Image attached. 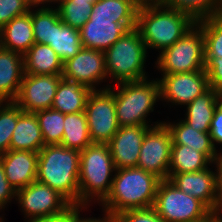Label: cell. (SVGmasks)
<instances>
[{
	"label": "cell",
	"mask_w": 222,
	"mask_h": 222,
	"mask_svg": "<svg viewBox=\"0 0 222 222\" xmlns=\"http://www.w3.org/2000/svg\"><path fill=\"white\" fill-rule=\"evenodd\" d=\"M138 9L133 0H96L88 21L79 29L82 47L105 52L136 28Z\"/></svg>",
	"instance_id": "1"
},
{
	"label": "cell",
	"mask_w": 222,
	"mask_h": 222,
	"mask_svg": "<svg viewBox=\"0 0 222 222\" xmlns=\"http://www.w3.org/2000/svg\"><path fill=\"white\" fill-rule=\"evenodd\" d=\"M112 187L100 203L110 217L136 209L152 208L161 179L155 174L139 168L116 169Z\"/></svg>",
	"instance_id": "2"
},
{
	"label": "cell",
	"mask_w": 222,
	"mask_h": 222,
	"mask_svg": "<svg viewBox=\"0 0 222 222\" xmlns=\"http://www.w3.org/2000/svg\"><path fill=\"white\" fill-rule=\"evenodd\" d=\"M80 151L61 144L46 145L38 153L36 180L79 206Z\"/></svg>",
	"instance_id": "3"
},
{
	"label": "cell",
	"mask_w": 222,
	"mask_h": 222,
	"mask_svg": "<svg viewBox=\"0 0 222 222\" xmlns=\"http://www.w3.org/2000/svg\"><path fill=\"white\" fill-rule=\"evenodd\" d=\"M196 22L187 14L167 7L164 3L139 6L136 29L147 49L162 52L171 47Z\"/></svg>",
	"instance_id": "4"
},
{
	"label": "cell",
	"mask_w": 222,
	"mask_h": 222,
	"mask_svg": "<svg viewBox=\"0 0 222 222\" xmlns=\"http://www.w3.org/2000/svg\"><path fill=\"white\" fill-rule=\"evenodd\" d=\"M115 171L108 144L92 143L80 151L79 206L89 207L91 201L100 205L110 193Z\"/></svg>",
	"instance_id": "5"
},
{
	"label": "cell",
	"mask_w": 222,
	"mask_h": 222,
	"mask_svg": "<svg viewBox=\"0 0 222 222\" xmlns=\"http://www.w3.org/2000/svg\"><path fill=\"white\" fill-rule=\"evenodd\" d=\"M118 92L111 84L108 89L114 94L117 121L122 126H155L163 122L149 125L148 113L161 99L159 80H140L122 82L117 85ZM115 91V92H114Z\"/></svg>",
	"instance_id": "6"
},
{
	"label": "cell",
	"mask_w": 222,
	"mask_h": 222,
	"mask_svg": "<svg viewBox=\"0 0 222 222\" xmlns=\"http://www.w3.org/2000/svg\"><path fill=\"white\" fill-rule=\"evenodd\" d=\"M147 54V47L139 31L136 28L127 31L105 51L108 78H112L116 85L147 79L144 69Z\"/></svg>",
	"instance_id": "7"
},
{
	"label": "cell",
	"mask_w": 222,
	"mask_h": 222,
	"mask_svg": "<svg viewBox=\"0 0 222 222\" xmlns=\"http://www.w3.org/2000/svg\"><path fill=\"white\" fill-rule=\"evenodd\" d=\"M155 64L161 75L205 70L202 28L196 23L171 47L159 53Z\"/></svg>",
	"instance_id": "8"
},
{
	"label": "cell",
	"mask_w": 222,
	"mask_h": 222,
	"mask_svg": "<svg viewBox=\"0 0 222 222\" xmlns=\"http://www.w3.org/2000/svg\"><path fill=\"white\" fill-rule=\"evenodd\" d=\"M152 208L165 222H206L213 215L201 201L168 179L159 182Z\"/></svg>",
	"instance_id": "9"
},
{
	"label": "cell",
	"mask_w": 222,
	"mask_h": 222,
	"mask_svg": "<svg viewBox=\"0 0 222 222\" xmlns=\"http://www.w3.org/2000/svg\"><path fill=\"white\" fill-rule=\"evenodd\" d=\"M108 87L93 90L86 103L85 113L92 143L107 144L120 128L114 94Z\"/></svg>",
	"instance_id": "10"
},
{
	"label": "cell",
	"mask_w": 222,
	"mask_h": 222,
	"mask_svg": "<svg viewBox=\"0 0 222 222\" xmlns=\"http://www.w3.org/2000/svg\"><path fill=\"white\" fill-rule=\"evenodd\" d=\"M15 200L27 222L63 213L72 206L58 191L37 180L17 191Z\"/></svg>",
	"instance_id": "11"
},
{
	"label": "cell",
	"mask_w": 222,
	"mask_h": 222,
	"mask_svg": "<svg viewBox=\"0 0 222 222\" xmlns=\"http://www.w3.org/2000/svg\"><path fill=\"white\" fill-rule=\"evenodd\" d=\"M171 147L172 136L164 122L150 127L143 139L137 168L151 172L161 180L168 179Z\"/></svg>",
	"instance_id": "12"
},
{
	"label": "cell",
	"mask_w": 222,
	"mask_h": 222,
	"mask_svg": "<svg viewBox=\"0 0 222 222\" xmlns=\"http://www.w3.org/2000/svg\"><path fill=\"white\" fill-rule=\"evenodd\" d=\"M62 74L23 75L20 89L13 101L22 111L35 113L51 109Z\"/></svg>",
	"instance_id": "13"
},
{
	"label": "cell",
	"mask_w": 222,
	"mask_h": 222,
	"mask_svg": "<svg viewBox=\"0 0 222 222\" xmlns=\"http://www.w3.org/2000/svg\"><path fill=\"white\" fill-rule=\"evenodd\" d=\"M158 80L161 101L172 105L186 106L210 88L205 70L162 75Z\"/></svg>",
	"instance_id": "14"
},
{
	"label": "cell",
	"mask_w": 222,
	"mask_h": 222,
	"mask_svg": "<svg viewBox=\"0 0 222 222\" xmlns=\"http://www.w3.org/2000/svg\"><path fill=\"white\" fill-rule=\"evenodd\" d=\"M62 77L92 91L99 90L96 85L108 79L105 52L82 47L78 54L63 63Z\"/></svg>",
	"instance_id": "15"
},
{
	"label": "cell",
	"mask_w": 222,
	"mask_h": 222,
	"mask_svg": "<svg viewBox=\"0 0 222 222\" xmlns=\"http://www.w3.org/2000/svg\"><path fill=\"white\" fill-rule=\"evenodd\" d=\"M152 126H122L107 143L116 169L136 168L146 131Z\"/></svg>",
	"instance_id": "16"
},
{
	"label": "cell",
	"mask_w": 222,
	"mask_h": 222,
	"mask_svg": "<svg viewBox=\"0 0 222 222\" xmlns=\"http://www.w3.org/2000/svg\"><path fill=\"white\" fill-rule=\"evenodd\" d=\"M168 180L182 192L201 201L215 214L216 172L208 167L196 172L169 173Z\"/></svg>",
	"instance_id": "17"
},
{
	"label": "cell",
	"mask_w": 222,
	"mask_h": 222,
	"mask_svg": "<svg viewBox=\"0 0 222 222\" xmlns=\"http://www.w3.org/2000/svg\"><path fill=\"white\" fill-rule=\"evenodd\" d=\"M5 176L14 190L36 181L38 153L24 150H9L0 154Z\"/></svg>",
	"instance_id": "18"
},
{
	"label": "cell",
	"mask_w": 222,
	"mask_h": 222,
	"mask_svg": "<svg viewBox=\"0 0 222 222\" xmlns=\"http://www.w3.org/2000/svg\"><path fill=\"white\" fill-rule=\"evenodd\" d=\"M23 75V56L0 46V102L16 99Z\"/></svg>",
	"instance_id": "19"
},
{
	"label": "cell",
	"mask_w": 222,
	"mask_h": 222,
	"mask_svg": "<svg viewBox=\"0 0 222 222\" xmlns=\"http://www.w3.org/2000/svg\"><path fill=\"white\" fill-rule=\"evenodd\" d=\"M35 43L32 27V8L21 16L13 18L0 29V46L22 56Z\"/></svg>",
	"instance_id": "20"
},
{
	"label": "cell",
	"mask_w": 222,
	"mask_h": 222,
	"mask_svg": "<svg viewBox=\"0 0 222 222\" xmlns=\"http://www.w3.org/2000/svg\"><path fill=\"white\" fill-rule=\"evenodd\" d=\"M172 136V145H186L204 153L212 162L219 156L209 132H201L192 128L184 120L177 123L165 122Z\"/></svg>",
	"instance_id": "21"
},
{
	"label": "cell",
	"mask_w": 222,
	"mask_h": 222,
	"mask_svg": "<svg viewBox=\"0 0 222 222\" xmlns=\"http://www.w3.org/2000/svg\"><path fill=\"white\" fill-rule=\"evenodd\" d=\"M24 73L32 75L62 74L63 62L46 44L34 43L23 55Z\"/></svg>",
	"instance_id": "22"
},
{
	"label": "cell",
	"mask_w": 222,
	"mask_h": 222,
	"mask_svg": "<svg viewBox=\"0 0 222 222\" xmlns=\"http://www.w3.org/2000/svg\"><path fill=\"white\" fill-rule=\"evenodd\" d=\"M41 128L35 113L22 112L13 131L9 150L37 152L44 147Z\"/></svg>",
	"instance_id": "23"
},
{
	"label": "cell",
	"mask_w": 222,
	"mask_h": 222,
	"mask_svg": "<svg viewBox=\"0 0 222 222\" xmlns=\"http://www.w3.org/2000/svg\"><path fill=\"white\" fill-rule=\"evenodd\" d=\"M91 92L90 88L62 77L54 96L52 109L63 114L83 112Z\"/></svg>",
	"instance_id": "24"
},
{
	"label": "cell",
	"mask_w": 222,
	"mask_h": 222,
	"mask_svg": "<svg viewBox=\"0 0 222 222\" xmlns=\"http://www.w3.org/2000/svg\"><path fill=\"white\" fill-rule=\"evenodd\" d=\"M221 98L222 95L210 87L205 93L186 105L183 120L196 130L209 132L214 111Z\"/></svg>",
	"instance_id": "25"
},
{
	"label": "cell",
	"mask_w": 222,
	"mask_h": 222,
	"mask_svg": "<svg viewBox=\"0 0 222 222\" xmlns=\"http://www.w3.org/2000/svg\"><path fill=\"white\" fill-rule=\"evenodd\" d=\"M49 46L64 63L78 54L82 48L80 30L64 24L59 18L52 24Z\"/></svg>",
	"instance_id": "26"
},
{
	"label": "cell",
	"mask_w": 222,
	"mask_h": 222,
	"mask_svg": "<svg viewBox=\"0 0 222 222\" xmlns=\"http://www.w3.org/2000/svg\"><path fill=\"white\" fill-rule=\"evenodd\" d=\"M64 134L61 145L82 151L92 144L90 140L85 111L64 114Z\"/></svg>",
	"instance_id": "27"
},
{
	"label": "cell",
	"mask_w": 222,
	"mask_h": 222,
	"mask_svg": "<svg viewBox=\"0 0 222 222\" xmlns=\"http://www.w3.org/2000/svg\"><path fill=\"white\" fill-rule=\"evenodd\" d=\"M213 162L204 154L186 145H172L169 173H189L208 168Z\"/></svg>",
	"instance_id": "28"
},
{
	"label": "cell",
	"mask_w": 222,
	"mask_h": 222,
	"mask_svg": "<svg viewBox=\"0 0 222 222\" xmlns=\"http://www.w3.org/2000/svg\"><path fill=\"white\" fill-rule=\"evenodd\" d=\"M164 4L189 15L195 22L222 15V0H165Z\"/></svg>",
	"instance_id": "29"
},
{
	"label": "cell",
	"mask_w": 222,
	"mask_h": 222,
	"mask_svg": "<svg viewBox=\"0 0 222 222\" xmlns=\"http://www.w3.org/2000/svg\"><path fill=\"white\" fill-rule=\"evenodd\" d=\"M44 141V145L61 144L64 134V114L54 109L35 112Z\"/></svg>",
	"instance_id": "30"
},
{
	"label": "cell",
	"mask_w": 222,
	"mask_h": 222,
	"mask_svg": "<svg viewBox=\"0 0 222 222\" xmlns=\"http://www.w3.org/2000/svg\"><path fill=\"white\" fill-rule=\"evenodd\" d=\"M204 35L205 58H222V15L196 22Z\"/></svg>",
	"instance_id": "31"
},
{
	"label": "cell",
	"mask_w": 222,
	"mask_h": 222,
	"mask_svg": "<svg viewBox=\"0 0 222 222\" xmlns=\"http://www.w3.org/2000/svg\"><path fill=\"white\" fill-rule=\"evenodd\" d=\"M57 8L40 6L32 10V27L35 43L49 45L52 34V24L59 19Z\"/></svg>",
	"instance_id": "32"
},
{
	"label": "cell",
	"mask_w": 222,
	"mask_h": 222,
	"mask_svg": "<svg viewBox=\"0 0 222 222\" xmlns=\"http://www.w3.org/2000/svg\"><path fill=\"white\" fill-rule=\"evenodd\" d=\"M60 20L73 28L81 29L88 21L92 3L72 2L71 0H61L56 7Z\"/></svg>",
	"instance_id": "33"
},
{
	"label": "cell",
	"mask_w": 222,
	"mask_h": 222,
	"mask_svg": "<svg viewBox=\"0 0 222 222\" xmlns=\"http://www.w3.org/2000/svg\"><path fill=\"white\" fill-rule=\"evenodd\" d=\"M22 112L13 101L0 102V154L9 151L12 134Z\"/></svg>",
	"instance_id": "34"
},
{
	"label": "cell",
	"mask_w": 222,
	"mask_h": 222,
	"mask_svg": "<svg viewBox=\"0 0 222 222\" xmlns=\"http://www.w3.org/2000/svg\"><path fill=\"white\" fill-rule=\"evenodd\" d=\"M30 8L23 0H0V29L13 18L26 14Z\"/></svg>",
	"instance_id": "35"
},
{
	"label": "cell",
	"mask_w": 222,
	"mask_h": 222,
	"mask_svg": "<svg viewBox=\"0 0 222 222\" xmlns=\"http://www.w3.org/2000/svg\"><path fill=\"white\" fill-rule=\"evenodd\" d=\"M113 219L114 222H165L153 208L123 211Z\"/></svg>",
	"instance_id": "36"
},
{
	"label": "cell",
	"mask_w": 222,
	"mask_h": 222,
	"mask_svg": "<svg viewBox=\"0 0 222 222\" xmlns=\"http://www.w3.org/2000/svg\"><path fill=\"white\" fill-rule=\"evenodd\" d=\"M205 71L210 87L222 95V58H205Z\"/></svg>",
	"instance_id": "37"
},
{
	"label": "cell",
	"mask_w": 222,
	"mask_h": 222,
	"mask_svg": "<svg viewBox=\"0 0 222 222\" xmlns=\"http://www.w3.org/2000/svg\"><path fill=\"white\" fill-rule=\"evenodd\" d=\"M13 198H16V191L8 182L0 159V211L5 209V206L11 203Z\"/></svg>",
	"instance_id": "38"
},
{
	"label": "cell",
	"mask_w": 222,
	"mask_h": 222,
	"mask_svg": "<svg viewBox=\"0 0 222 222\" xmlns=\"http://www.w3.org/2000/svg\"><path fill=\"white\" fill-rule=\"evenodd\" d=\"M209 134L216 149L215 144H222V98L214 111Z\"/></svg>",
	"instance_id": "39"
},
{
	"label": "cell",
	"mask_w": 222,
	"mask_h": 222,
	"mask_svg": "<svg viewBox=\"0 0 222 222\" xmlns=\"http://www.w3.org/2000/svg\"><path fill=\"white\" fill-rule=\"evenodd\" d=\"M213 164L216 165V203L215 214L222 213V152L214 160Z\"/></svg>",
	"instance_id": "40"
},
{
	"label": "cell",
	"mask_w": 222,
	"mask_h": 222,
	"mask_svg": "<svg viewBox=\"0 0 222 222\" xmlns=\"http://www.w3.org/2000/svg\"><path fill=\"white\" fill-rule=\"evenodd\" d=\"M31 222H74V205L63 213L39 218Z\"/></svg>",
	"instance_id": "41"
},
{
	"label": "cell",
	"mask_w": 222,
	"mask_h": 222,
	"mask_svg": "<svg viewBox=\"0 0 222 222\" xmlns=\"http://www.w3.org/2000/svg\"><path fill=\"white\" fill-rule=\"evenodd\" d=\"M82 208L87 209L86 206H76L74 205V222H114L113 217H110L106 212H104V217L102 218H82L80 217V211H82ZM80 209V210H79Z\"/></svg>",
	"instance_id": "42"
},
{
	"label": "cell",
	"mask_w": 222,
	"mask_h": 222,
	"mask_svg": "<svg viewBox=\"0 0 222 222\" xmlns=\"http://www.w3.org/2000/svg\"><path fill=\"white\" fill-rule=\"evenodd\" d=\"M61 0H37V7L38 6H40V5H42V7H43V5L45 4L46 5V7H47V4H48V6L50 5V3L51 4H53V3H56V4H58L59 2H60ZM53 2V3H52Z\"/></svg>",
	"instance_id": "43"
},
{
	"label": "cell",
	"mask_w": 222,
	"mask_h": 222,
	"mask_svg": "<svg viewBox=\"0 0 222 222\" xmlns=\"http://www.w3.org/2000/svg\"><path fill=\"white\" fill-rule=\"evenodd\" d=\"M206 222H222V214H213Z\"/></svg>",
	"instance_id": "44"
},
{
	"label": "cell",
	"mask_w": 222,
	"mask_h": 222,
	"mask_svg": "<svg viewBox=\"0 0 222 222\" xmlns=\"http://www.w3.org/2000/svg\"><path fill=\"white\" fill-rule=\"evenodd\" d=\"M25 1L31 8H34L37 7V0H23Z\"/></svg>",
	"instance_id": "45"
},
{
	"label": "cell",
	"mask_w": 222,
	"mask_h": 222,
	"mask_svg": "<svg viewBox=\"0 0 222 222\" xmlns=\"http://www.w3.org/2000/svg\"><path fill=\"white\" fill-rule=\"evenodd\" d=\"M165 0H146V5L151 3H164Z\"/></svg>",
	"instance_id": "46"
},
{
	"label": "cell",
	"mask_w": 222,
	"mask_h": 222,
	"mask_svg": "<svg viewBox=\"0 0 222 222\" xmlns=\"http://www.w3.org/2000/svg\"><path fill=\"white\" fill-rule=\"evenodd\" d=\"M133 1L139 6L146 5V0H133Z\"/></svg>",
	"instance_id": "47"
},
{
	"label": "cell",
	"mask_w": 222,
	"mask_h": 222,
	"mask_svg": "<svg viewBox=\"0 0 222 222\" xmlns=\"http://www.w3.org/2000/svg\"><path fill=\"white\" fill-rule=\"evenodd\" d=\"M72 2H81V3H85L86 2H90V3H94L96 0H71Z\"/></svg>",
	"instance_id": "48"
},
{
	"label": "cell",
	"mask_w": 222,
	"mask_h": 222,
	"mask_svg": "<svg viewBox=\"0 0 222 222\" xmlns=\"http://www.w3.org/2000/svg\"><path fill=\"white\" fill-rule=\"evenodd\" d=\"M0 222H4V220H3L2 216H0Z\"/></svg>",
	"instance_id": "49"
}]
</instances>
